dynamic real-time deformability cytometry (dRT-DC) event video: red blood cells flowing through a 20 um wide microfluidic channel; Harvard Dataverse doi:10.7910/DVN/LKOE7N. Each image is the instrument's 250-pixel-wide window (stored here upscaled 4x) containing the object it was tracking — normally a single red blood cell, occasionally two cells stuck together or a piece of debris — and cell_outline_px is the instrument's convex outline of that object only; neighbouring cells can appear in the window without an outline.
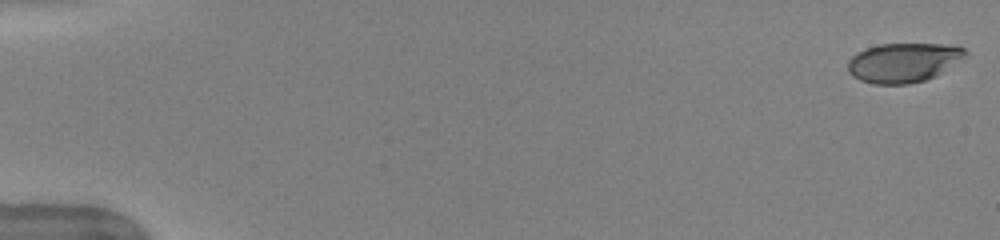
{"species": "human", "species_latin": "Homo sapiens", "temperature_condition": "warm", "stored_images_in_passage": 51, "camera_frame_rate_fps": 3000, "um_per_image_px": 0.085, "donor": {"sex": "female"}, "frame": {"image": 1, "passage_image": 1, "time_ms": 0.0, "image_size_px": [1000, 240], "cell_outline_px": [[968, 52], [964, 56], [936, 76], [924, 80], [908, 84], [872, 84], [860, 80], [852, 76], [848, 72], [848, 60], [852, 56], [868, 48], [880, 44], [956, 44], [964, 48]], "centroid_in_image_um": [76.78, 5.31], "position_along_channel_um": 8.2, "area_um2": 26.82}}
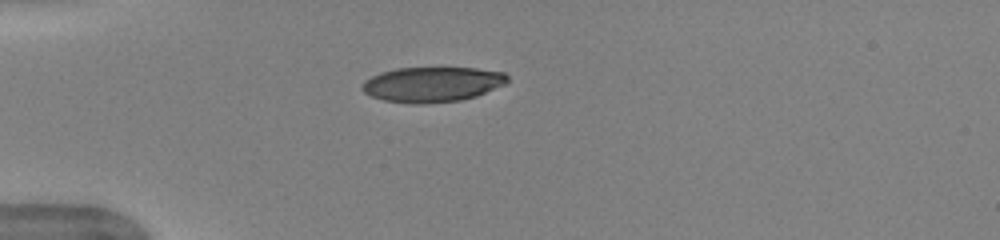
{"frame": {"image": 2, "passage_image": 15, "time_ms": 4.667, "image_size_px": [1000, 240], "cell_outline_px": [[508, 80], [504, 84], [476, 96], [460, 100], [420, 104], [412, 104], [384, 100], [372, 96], [364, 92], [360, 88], [360, 84], [364, 80], [380, 72], [396, 68], [476, 68], [504, 72], [508, 76]], "centroid_in_image_um": [36.7, 7.17], "position_along_channel_um": 48.3, "area_um2": 29.71}}
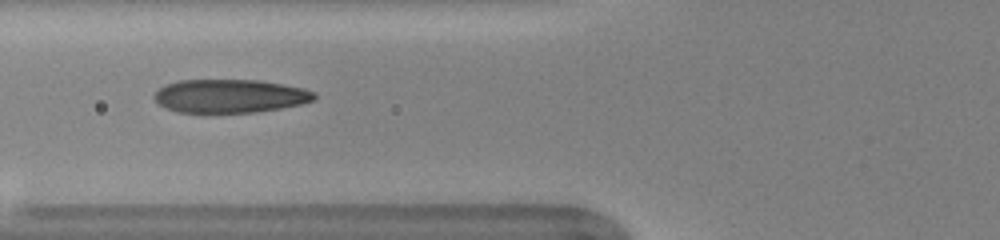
{"frame": {"image": 3, "passage_image": 21, "time_ms": 6.667, "image_size_px": [1000, 240], "cell_outline_px": [[316, 96], [312, 100], [300, 104], [280, 108], [252, 112], [204, 116], [176, 112], [164, 108], [152, 96], [164, 84], [180, 80], [256, 80], [304, 88], [316, 92]], "centroid_in_image_um": [19.45, 8.21], "position_along_channel_um": 106.3, "area_um2": 32.08}, "authors_computed_cell_mechanics": {"area_um2": 30.8652, "velocity_mm_per_s": 4.0006, "shape_relaxation_time_tau1_ms": 5.5393, "shape_relaxation_time_tau2_ms": 0.822, "deformation_change_tau1": 0.2276, "deformation_change_tau2": 0.0795}}